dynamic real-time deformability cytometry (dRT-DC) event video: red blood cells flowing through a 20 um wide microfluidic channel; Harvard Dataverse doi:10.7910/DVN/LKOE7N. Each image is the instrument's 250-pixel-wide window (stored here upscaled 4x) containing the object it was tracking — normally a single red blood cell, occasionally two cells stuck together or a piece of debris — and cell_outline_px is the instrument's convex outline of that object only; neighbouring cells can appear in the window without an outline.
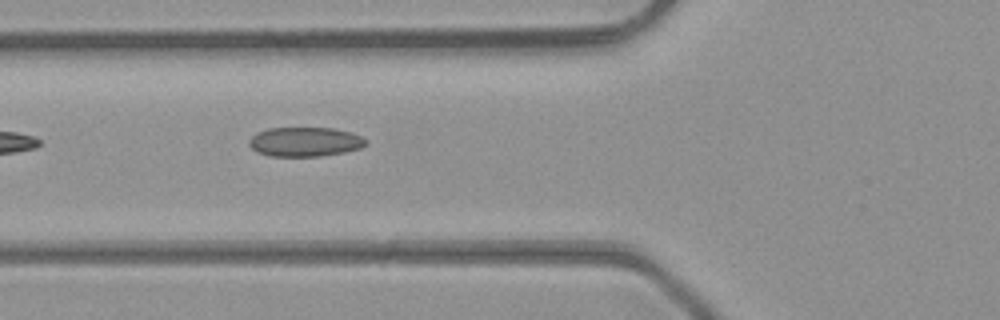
{"species": "common noctule bat (a hibernating species)", "species_latin": "Nyctalus noctula", "temperature_condition": "room temperature", "stored_images_in_passage": 4, "camera_frame_rate_fps": 3000, "um_per_image_px": 0.085, "animal": {"sex": "male", "body_mass_g": 23.1, "forearm_length_mm": 52.7}, "frame": {"image": 1, "passage_image": 4, "time_ms": 1.0, "image_size_px": [1000, 320], "cell_outline_px": [[364, 144], [360, 148], [344, 152], [320, 156], [268, 156], [256, 152], [248, 144], [248, 140], [256, 132], [268, 128], [332, 128], [348, 132], [360, 136], [364, 140]], "centroid_in_image_um": [25.83, 12.06], "position_along_channel_um": 100.0, "area_um2": 19.83}}